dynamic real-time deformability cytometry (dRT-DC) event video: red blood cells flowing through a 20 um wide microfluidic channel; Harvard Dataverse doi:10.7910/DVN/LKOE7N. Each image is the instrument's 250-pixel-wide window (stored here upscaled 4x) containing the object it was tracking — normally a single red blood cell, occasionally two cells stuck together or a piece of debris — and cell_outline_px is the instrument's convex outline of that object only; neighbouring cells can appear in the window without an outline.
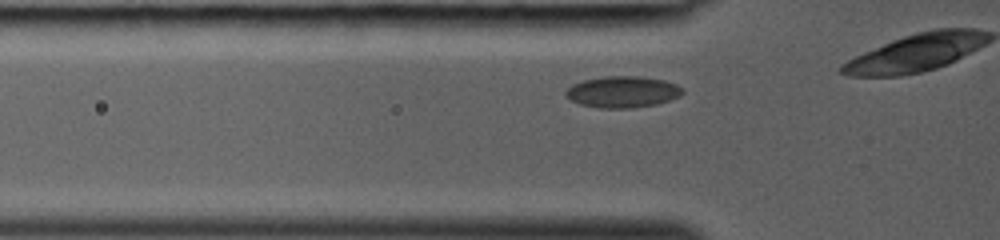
{"species": "common noctule bat (a hibernating species)", "species_latin": "Nyctalus noctula", "temperature_condition": "room temperature", "stored_images_in_passage": 4, "segment_of_instrument_passage": [2, 2], "camera_frame_rate_fps": 3000, "um_per_image_px": 0.085, "animal": {"sex": "female", "body_mass_g": 19.0, "forearm_length_mm": 53.3}, "frame": {"image": 1, "passage_image": 4, "time_ms": 1.0, "image_size_px": [1000, 240], "cell_outline_px": [[684, 92], [680, 96], [656, 104], [632, 108], [596, 108], [580, 104], [572, 100], [564, 92], [572, 84], [584, 80], [604, 76], [640, 76], [664, 80], [676, 84], [684, 88]], "centroid_in_image_um": [52.94, 7.81], "position_along_channel_um": 72.9, "area_um2": 21.39}}